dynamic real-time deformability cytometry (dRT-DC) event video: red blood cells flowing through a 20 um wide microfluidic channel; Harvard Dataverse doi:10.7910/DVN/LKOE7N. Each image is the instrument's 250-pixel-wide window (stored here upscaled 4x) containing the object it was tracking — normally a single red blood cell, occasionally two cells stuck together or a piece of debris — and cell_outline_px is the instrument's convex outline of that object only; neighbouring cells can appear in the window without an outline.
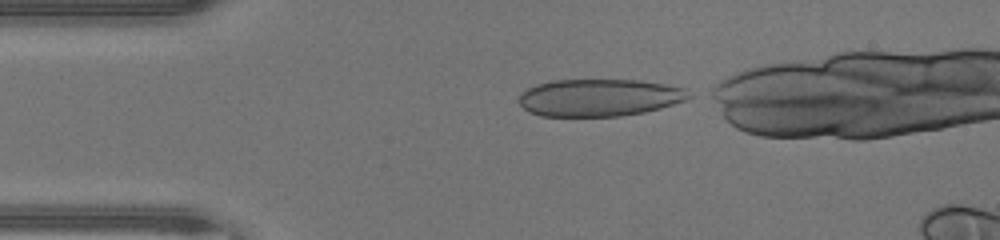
{"species": "human", "species_latin": "Homo sapiens", "temperature_condition": "warm", "stored_images_in_passage": 32, "camera_frame_rate_fps": 3000, "um_per_image_px": 0.085, "donor": {"sex": "male"}, "frame": {"image": 1, "passage_image": 1, "time_ms": 0.0, "image_size_px": [1000, 240], "cell_outline_px": [[692, 96], [688, 100], [660, 108], [644, 112], [620, 116], [540, 116], [528, 112], [520, 104], [520, 92], [536, 84], [552, 80], [640, 80], [664, 84], [684, 88]], "centroid_in_image_um": [50.94, 8.3], "position_along_channel_um": 34.1, "area_um2": 37.05}}
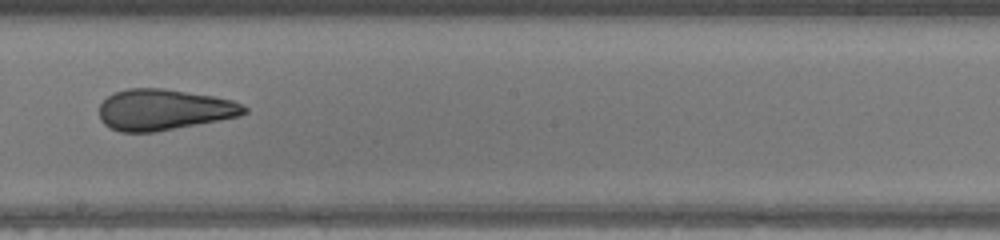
{"frame": {"image": 2, "passage_image": 17, "time_ms": 5.333, "image_size_px": [1000, 240], "cell_outline_px": [[248, 112], [240, 116], [220, 120], [152, 132], [120, 132], [104, 124], [100, 120], [100, 104], [108, 96], [116, 92], [128, 88], [164, 88], [212, 96], [232, 100], [248, 108]], "centroid_in_image_um": [13.93, 9.32], "position_along_channel_um": 234.3, "area_um2": 34.39}}
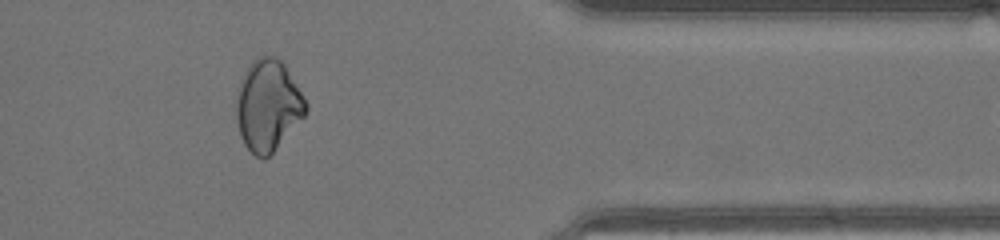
{"frame": {"image": 3, "passage_image": 29, "time_ms": 9.333, "image_size_px": [1000, 240], "cell_outline_px": [[308, 108], [304, 116], [272, 152], [264, 160], [256, 156], [244, 144], [240, 132], [236, 116], [236, 88], [244, 72], [252, 60], [260, 56], [276, 56], [284, 64], [308, 104]], "centroid_in_image_um": [22.75, 8.93], "position_along_channel_um": 388.7, "area_um2": 36.65}, "authors_computed_cell_mechanics": {"area_um2": 35.4314, "velocity_mm_per_s": 4.4467, "shape_relaxation_time_tau1_ms": 8.3852, "shape_relaxation_time_tau2_ms": 1.3086, "deformation_change_tau1": 0.2121, "deformation_change_tau2": 0.0828}}